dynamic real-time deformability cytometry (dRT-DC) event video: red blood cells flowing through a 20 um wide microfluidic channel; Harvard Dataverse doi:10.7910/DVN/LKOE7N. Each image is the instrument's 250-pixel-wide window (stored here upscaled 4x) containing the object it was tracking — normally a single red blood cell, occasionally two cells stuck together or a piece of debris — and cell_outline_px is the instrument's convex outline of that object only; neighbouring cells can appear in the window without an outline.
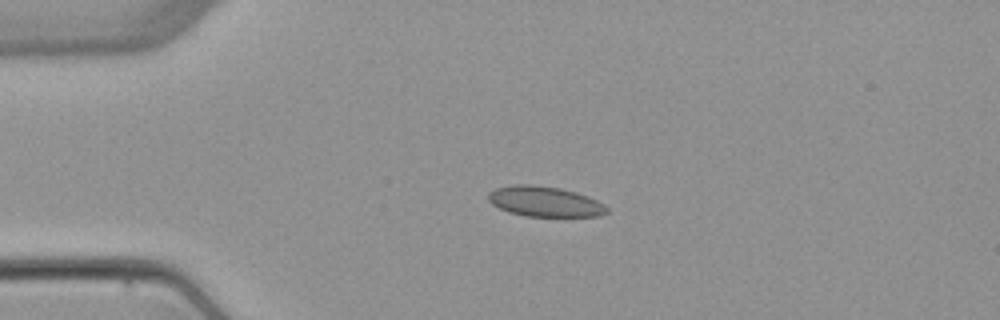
{"species": "common noctule bat (a hibernating species)", "species_latin": "Nyctalus noctula", "temperature_condition": "warm", "stored_images_in_passage": 4, "camera_frame_rate_fps": 3000, "um_per_image_px": 0.085, "animal": {"sex": "female", "body_mass_g": 22.7, "forearm_length_mm": 54.2}, "frame": {"image": 1, "passage_image": 3, "time_ms": 2.667, "image_size_px": [1000, 320], "cell_outline_px": [[608, 212], [600, 216], [524, 216], [508, 212], [492, 204], [488, 200], [488, 192], [496, 188], [516, 184], [528, 184], [560, 188], [576, 192], [588, 196], [604, 204], [608, 208]], "centroid_in_image_um": [46.3, 17.13], "position_along_channel_um": 38.7, "area_um2": 20.92}}